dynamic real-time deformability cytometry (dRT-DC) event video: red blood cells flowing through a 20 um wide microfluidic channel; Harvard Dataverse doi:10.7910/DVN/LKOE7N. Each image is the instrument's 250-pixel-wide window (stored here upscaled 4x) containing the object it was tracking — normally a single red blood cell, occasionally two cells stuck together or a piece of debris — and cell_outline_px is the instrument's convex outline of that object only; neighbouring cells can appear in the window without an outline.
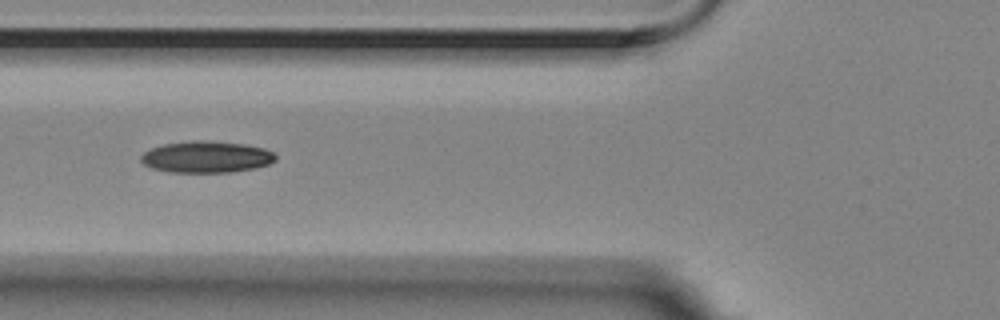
{"species": "Egyptian fruit bat (a non-hibernating species)", "species_latin": "Rousettus aegyptiacus", "temperature_condition": "room temperature", "stored_images_in_passage": 5, "camera_frame_rate_fps": 3000, "um_per_image_px": 0.085, "animal": {"sex": "female"}, "frame": {"image": 1, "passage_image": 3, "time_ms": 0.667, "image_size_px": [1000, 320], "cell_outline_px": [[276, 160], [268, 164], [256, 168], [232, 172], [172, 172], [152, 168], [144, 164], [140, 160], [140, 156], [144, 152], [152, 148], [164, 144], [192, 140], [200, 140], [244, 144], [264, 148], [272, 152], [276, 156]], "centroid_in_image_um": [17.55, 13.34], "position_along_channel_um": 108.3, "area_um2": 24.68}}
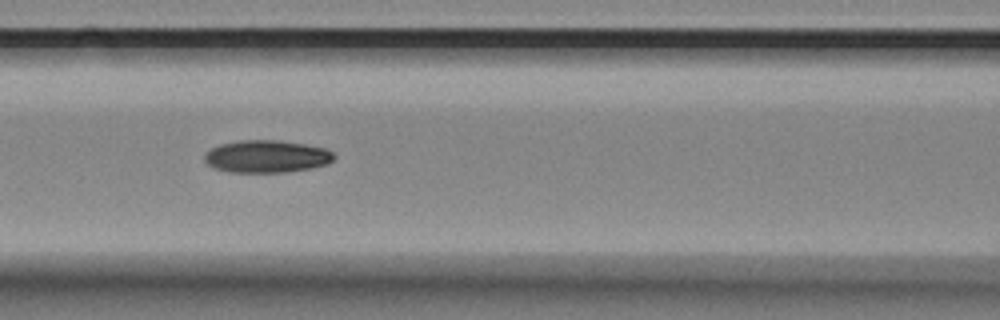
{"frame": {"image": 2, "passage_image": 4, "time_ms": 1.0, "image_size_px": [1000, 320], "cell_outline_px": [[336, 156], [328, 164], [312, 168], [284, 172], [228, 172], [212, 168], [204, 160], [204, 156], [212, 148], [220, 144], [240, 140], [280, 140], [304, 144], [324, 148], [332, 152]], "centroid_in_image_um": [22.66, 13.3], "position_along_channel_um": 143.9, "area_um2": 24.51}}
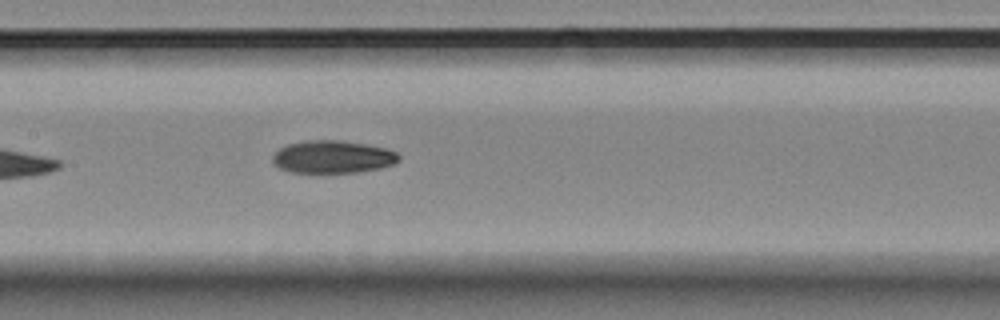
{"frame": {"image": 3, "passage_image": 5, "time_ms": 1.333, "image_size_px": [1000, 320], "cell_outline_px": [[400, 160], [392, 164], [380, 168], [356, 172], [288, 172], [280, 168], [272, 160], [272, 156], [280, 148], [288, 144], [308, 140], [340, 140], [388, 148], [396, 152], [400, 156]], "centroid_in_image_um": [28.29, 13.33], "position_along_channel_um": 179.1, "area_um2": 23.87}}